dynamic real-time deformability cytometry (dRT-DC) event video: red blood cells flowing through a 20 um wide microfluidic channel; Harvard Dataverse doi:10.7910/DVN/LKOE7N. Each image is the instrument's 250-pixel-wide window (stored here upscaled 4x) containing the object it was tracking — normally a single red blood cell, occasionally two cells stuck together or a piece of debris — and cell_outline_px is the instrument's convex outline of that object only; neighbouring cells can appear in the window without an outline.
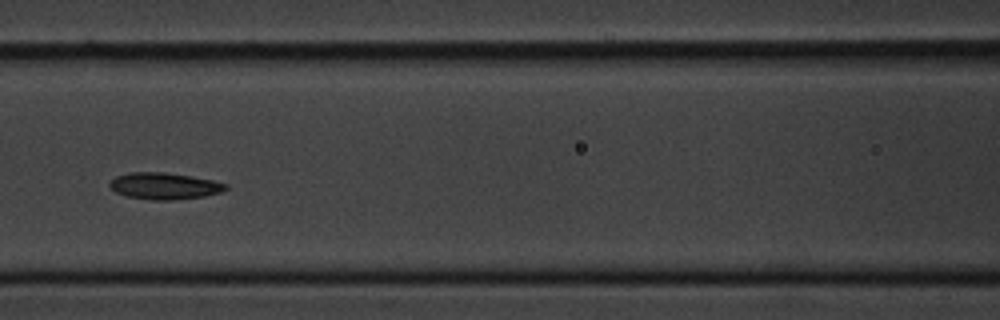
{"species": "common noctule bat (a hibernating species)", "species_latin": "Nyctalus noctula", "temperature_condition": "cold", "stored_images_in_passage": 14, "camera_frame_rate_fps": 3000, "um_per_image_px": 0.085, "animal": {"sex": "male", "body_mass_g": 20.1, "forearm_length_mm": 53.5}, "frame": {"image": 1, "passage_image": 6, "time_ms": 6.667, "image_size_px": [1000, 320], "cell_outline_px": [[228, 188], [220, 192], [204, 196], [168, 200], [152, 200], [128, 196], [116, 192], [108, 184], [116, 176], [132, 172], [164, 172], [192, 176], [212, 180], [228, 184]], "centroid_in_image_um": [13.99, 15.8], "position_along_channel_um": 152.6, "area_um2": 17.8}}
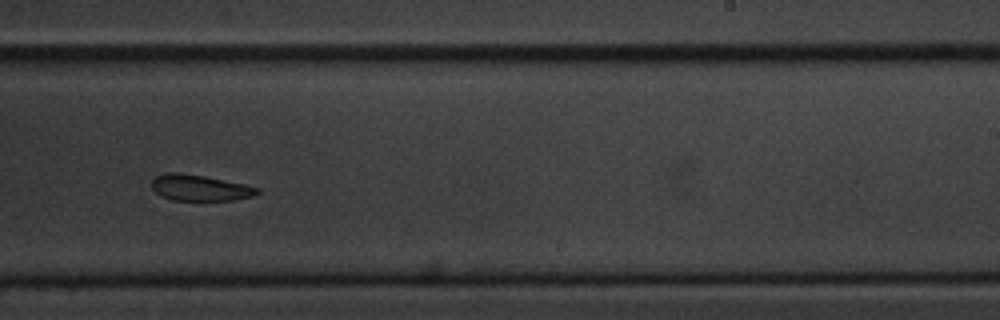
{"frame": {"image": 2, "passage_image": 9, "time_ms": 10.0, "image_size_px": [1000, 320], "cell_outline_px": [[260, 192], [252, 196], [232, 200], [172, 200], [160, 196], [152, 188], [152, 180], [156, 176], [164, 172], [176, 172], [204, 176], [244, 184], [260, 188]], "centroid_in_image_um": [16.96, 15.96], "position_along_channel_um": 272.0, "area_um2": 15.95}}
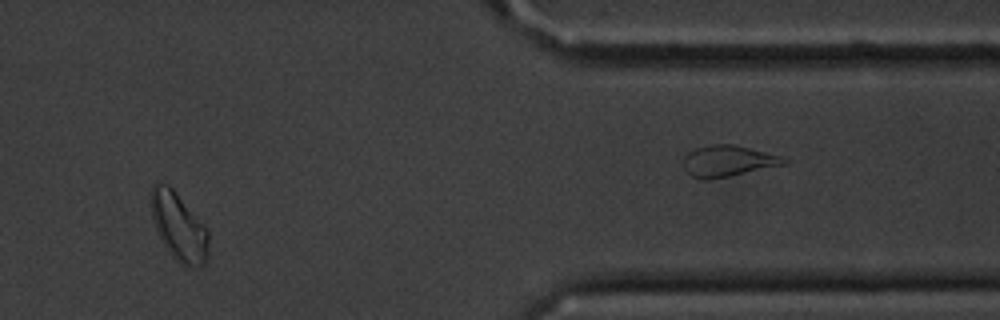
{"frame": {"image": 3, "passage_image": 12, "time_ms": 14.333, "image_size_px": [1000, 320], "cell_outline_px": [[208, 256], [204, 264], [200, 268], [184, 268], [172, 256], [164, 244], [152, 220], [148, 200], [152, 184], [168, 184], [172, 188], [208, 232]], "centroid_in_image_um": [15.16, 19.31], "position_along_channel_um": 396.2, "area_um2": 22.72}, "authors_computed_cell_mechanics": {"area_um2": 17.8891, "velocity_mm_per_s": 3.595, "shape_relaxation_time_tau1_ms": 1.454, "shape_relaxation_time_tau2_ms": 2.8426, "deformation_change_tau1": 0.0493, "deformation_change_tau2": 0.0771}}